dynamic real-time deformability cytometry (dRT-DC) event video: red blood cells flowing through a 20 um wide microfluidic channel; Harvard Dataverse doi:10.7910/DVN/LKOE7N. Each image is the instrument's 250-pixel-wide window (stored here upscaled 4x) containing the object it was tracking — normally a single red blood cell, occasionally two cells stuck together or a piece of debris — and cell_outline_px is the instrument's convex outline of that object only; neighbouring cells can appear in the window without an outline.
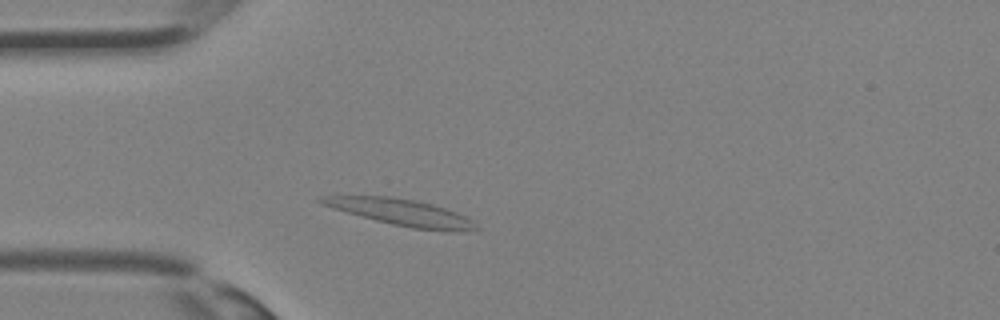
{"species": "Egyptian fruit bat (a non-hibernating species)", "species_latin": "Rousettus aegyptiacus", "temperature_condition": "room temperature", "stored_images_in_passage": 28, "camera_frame_rate_fps": 3000, "um_per_image_px": 0.085, "animal": {"sex": "female"}, "frame": {"image": 1, "passage_image": 5, "time_ms": 1.333, "image_size_px": [1000, 320], "cell_outline_px": [[480, 228], [464, 232], [448, 232], [412, 228], [392, 224], [376, 220], [332, 208], [320, 204], [316, 200], [320, 196], [392, 196], [432, 204], [456, 212], [472, 220]], "centroid_in_image_um": [34.13, 18.06], "position_along_channel_um": 50.9, "area_um2": 23.81}}
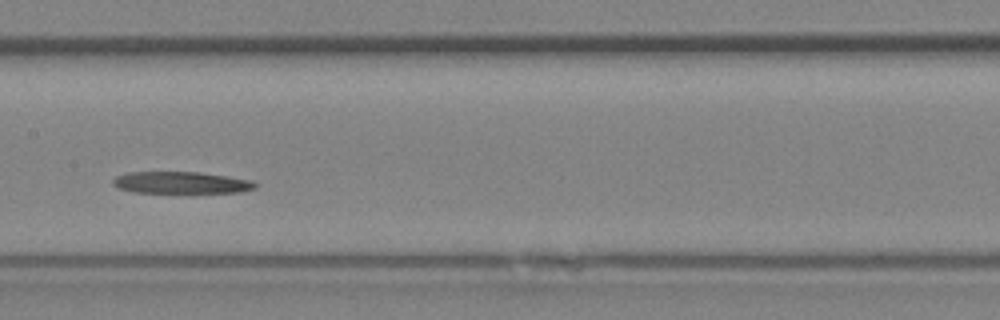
{"frame": {"image": 2, "passage_image": 13, "time_ms": 4.0, "image_size_px": [1000, 320], "cell_outline_px": [[256, 188], [240, 192], [192, 196], [132, 192], [116, 188], [112, 184], [112, 180], [116, 176], [128, 172], [200, 172], [252, 180], [256, 184]], "centroid_in_image_um": [15.4, 15.59], "position_along_channel_um": 192.0, "area_um2": 19.59}}
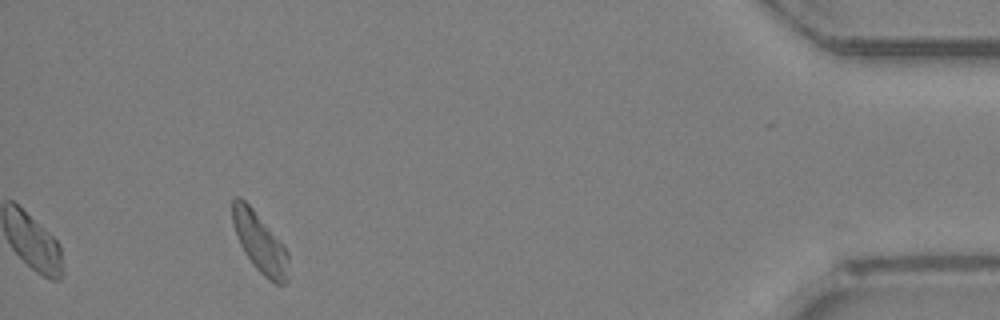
{"frame": {"image": 3, "passage_image": 28, "time_ms": 9.0, "image_size_px": [1000, 320], "cell_outline_px": [[288, 280], [284, 284], [276, 284], [268, 280], [252, 264], [244, 252], [236, 236], [232, 224], [232, 200], [236, 196], [240, 196], [252, 208], [284, 244], [288, 252]], "centroid_in_image_um": [22.09, 20.63], "position_along_channel_um": 413.1, "area_um2": 19.65}}